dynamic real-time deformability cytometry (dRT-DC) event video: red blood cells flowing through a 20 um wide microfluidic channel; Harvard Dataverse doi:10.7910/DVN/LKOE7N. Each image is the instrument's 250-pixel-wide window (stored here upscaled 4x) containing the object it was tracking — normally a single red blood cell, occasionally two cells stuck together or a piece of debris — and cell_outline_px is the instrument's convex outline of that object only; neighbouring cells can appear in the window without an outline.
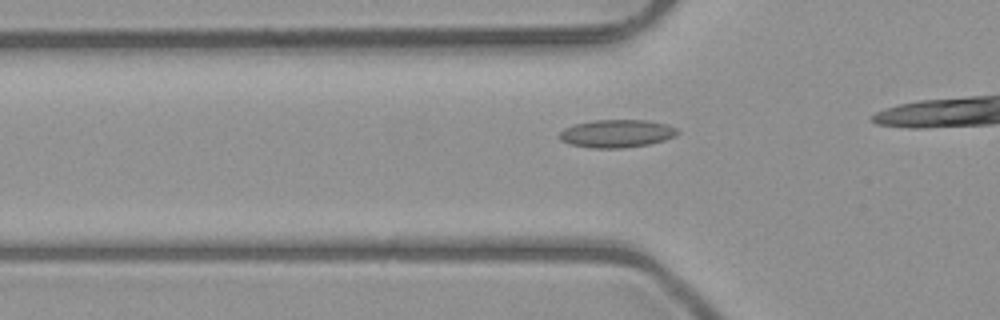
{"species": "common noctule bat (a hibernating species)", "species_latin": "Nyctalus noctula", "temperature_condition": "room temperature", "stored_images_in_passage": 9, "camera_frame_rate_fps": 3000, "um_per_image_px": 0.085, "animal": {"sex": "male", "body_mass_g": 23.1, "forearm_length_mm": 52.7}, "frame": {"image": 1, "passage_image": 4, "time_ms": 1.0, "image_size_px": [1000, 320], "cell_outline_px": [[680, 132], [676, 136], [664, 140], [648, 144], [624, 148], [588, 148], [568, 144], [560, 140], [556, 136], [564, 128], [576, 124], [596, 120], [648, 120], [668, 124], [676, 128]], "centroid_in_image_um": [52.41, 11.36], "position_along_channel_um": 73.4, "area_um2": 19.42}}
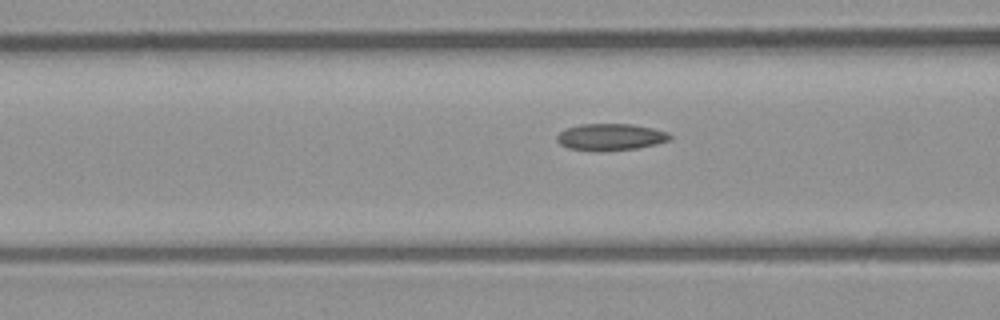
{"frame": {"image": 2, "passage_image": 7, "time_ms": 2.0, "image_size_px": [1000, 320], "cell_outline_px": [[672, 136], [668, 140], [656, 144], [636, 148], [604, 152], [600, 152], [568, 148], [560, 144], [556, 140], [556, 136], [560, 132], [568, 128], [580, 124], [632, 124], [652, 128], [668, 132]], "centroid_in_image_um": [51.88, 11.65], "position_along_channel_um": 114.7, "area_um2": 17.69}}